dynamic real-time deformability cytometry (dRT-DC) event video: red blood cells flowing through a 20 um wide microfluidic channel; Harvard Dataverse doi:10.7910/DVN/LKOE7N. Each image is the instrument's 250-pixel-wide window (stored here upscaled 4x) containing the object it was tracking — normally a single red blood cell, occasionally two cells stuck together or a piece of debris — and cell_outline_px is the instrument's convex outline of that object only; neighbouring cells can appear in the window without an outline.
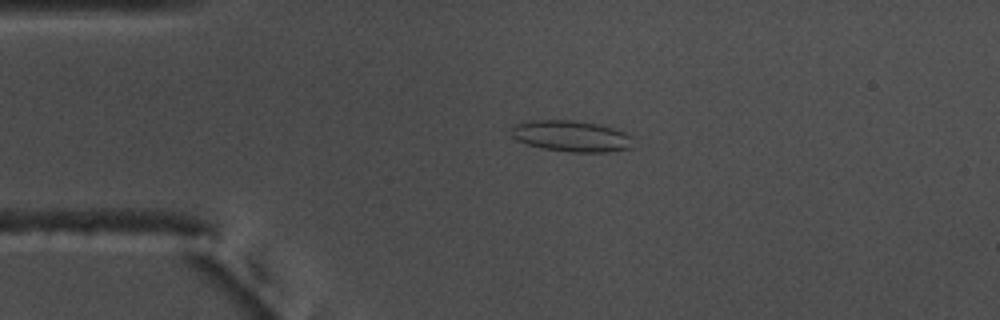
{"species": "common noctule bat (a hibernating species)", "species_latin": "Nyctalus noctula", "temperature_condition": "warm", "stored_images_in_passage": 41, "camera_frame_rate_fps": 3000, "um_per_image_px": 0.085, "animal": {"sex": "male", "body_mass_g": 17.5, "forearm_length_mm": 52.3}, "frame": {"image": 1, "passage_image": 4, "time_ms": 1.0, "image_size_px": [1000, 320], "cell_outline_px": [[636, 148], [608, 152], [572, 152], [540, 148], [516, 140], [512, 136], [512, 128], [516, 124], [528, 120], [572, 120], [600, 124], [624, 132], [632, 136]], "centroid_in_image_um": [48.62, 11.58], "position_along_channel_um": 36.4, "area_um2": 22.43}}
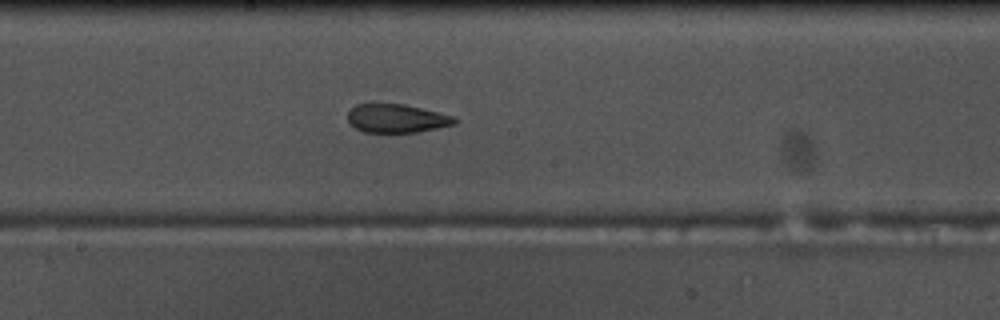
{"frame": {"image": 2, "passage_image": 21, "time_ms": 6.667, "image_size_px": [1000, 320], "cell_outline_px": [[460, 120], [456, 124], [416, 132], [364, 132], [356, 128], [348, 120], [348, 112], [356, 104], [404, 104], [452, 116]], "centroid_in_image_um": [33.72, 10.07], "position_along_channel_um": 214.5, "area_um2": 17.51}}
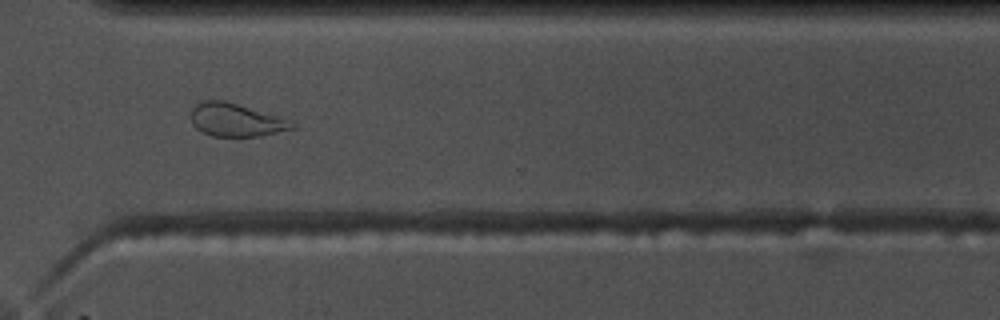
{"frame": {"image": 3, "passage_image": 32, "time_ms": 10.333, "image_size_px": [1000, 320], "cell_outline_px": [[296, 128], [256, 136], [212, 136], [196, 128], [192, 124], [192, 108], [196, 104], [204, 100], [224, 100], [276, 116], [296, 124]], "centroid_in_image_um": [20.01, 10.19], "position_along_channel_um": 350.6, "area_um2": 18.96}, "authors_computed_cell_mechanics": {"area_um2": 19.4786, "velocity_mm_per_s": 3.7053, "shape_relaxation_time_tau1_ms": null, "shape_relaxation_time_tau2_ms": 2.1336, "deformation_change_tau1": null, "deformation_change_tau2": 0.0912}}